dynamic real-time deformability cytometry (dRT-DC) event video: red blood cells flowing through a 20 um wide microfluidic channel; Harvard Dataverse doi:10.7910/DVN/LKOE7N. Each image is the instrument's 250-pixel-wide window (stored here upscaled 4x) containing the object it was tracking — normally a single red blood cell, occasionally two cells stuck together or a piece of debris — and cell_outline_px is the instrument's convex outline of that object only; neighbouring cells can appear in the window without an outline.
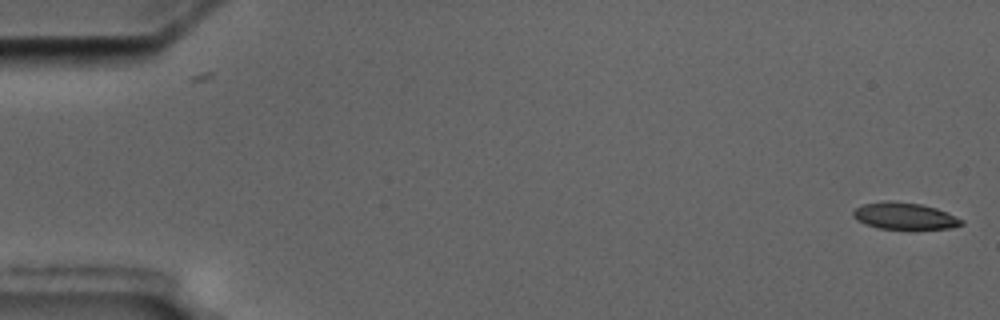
{"species": "common noctule bat (a hibernating species)", "species_latin": "Nyctalus noctula", "temperature_condition": "cold", "stored_images_in_passage": 5, "camera_frame_rate_fps": 3000, "um_per_image_px": 0.085, "animal": {"sex": "male", "body_mass_g": 17.5, "forearm_length_mm": 52.3}, "frame": {"image": 1, "passage_image": 1, "time_ms": 0.0, "image_size_px": [1000, 320], "cell_outline_px": [[964, 224], [948, 228], [912, 232], [876, 228], [864, 224], [856, 220], [852, 216], [852, 212], [856, 208], [864, 204], [884, 200], [888, 200], [920, 204], [936, 208], [948, 212], [964, 220]], "centroid_in_image_um": [76.9, 18.41], "position_along_channel_um": 8.1, "area_um2": 17.86}}